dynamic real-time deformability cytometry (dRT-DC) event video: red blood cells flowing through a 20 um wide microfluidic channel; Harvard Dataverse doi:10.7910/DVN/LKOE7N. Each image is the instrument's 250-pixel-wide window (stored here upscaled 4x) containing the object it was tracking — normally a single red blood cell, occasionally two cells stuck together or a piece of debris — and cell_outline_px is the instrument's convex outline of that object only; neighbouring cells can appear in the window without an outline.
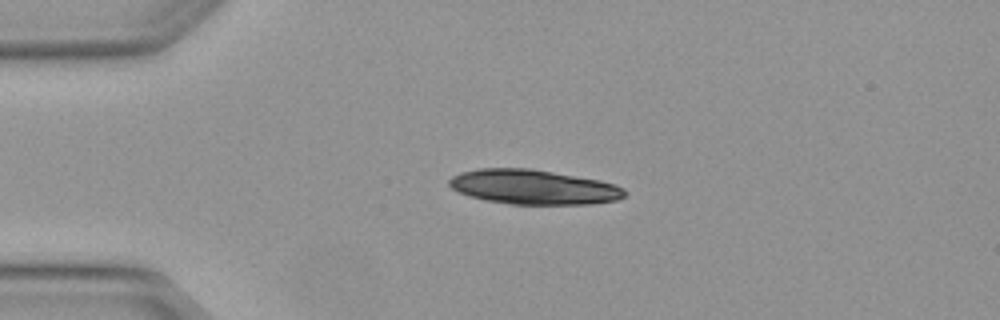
{"species": "Egyptian fruit bat (a non-hibernating species)", "species_latin": "Rousettus aegyptiacus", "temperature_condition": "warm", "stored_images_in_passage": 3, "camera_frame_rate_fps": 3000, "um_per_image_px": 0.085, "animal": {"sex": "female"}, "frame": {"image": 1, "passage_image": 1, "time_ms": 0.0, "image_size_px": [1000, 320], "cell_outline_px": [[628, 192], [624, 196], [616, 200], [592, 204], [508, 204], [484, 200], [468, 196], [452, 188], [448, 184], [448, 180], [452, 176], [460, 172], [480, 168], [532, 168], [600, 180], [616, 184], [624, 188]], "centroid_in_image_um": [45.35, 15.89], "position_along_channel_um": 39.7, "area_um2": 35.72}}